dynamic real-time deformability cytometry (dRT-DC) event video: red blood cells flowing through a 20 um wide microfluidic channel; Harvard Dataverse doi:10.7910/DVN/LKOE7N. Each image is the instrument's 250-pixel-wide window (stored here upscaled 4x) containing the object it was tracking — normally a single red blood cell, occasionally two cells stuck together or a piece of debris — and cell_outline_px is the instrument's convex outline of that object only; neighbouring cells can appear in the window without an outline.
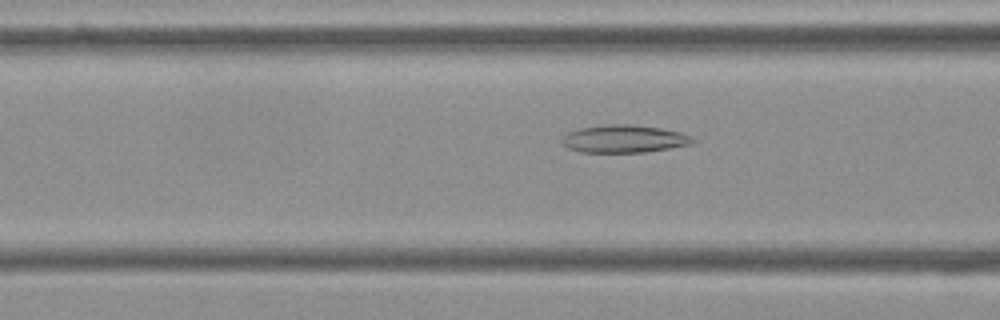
{"species": "Egyptian fruit bat (a non-hibernating species)", "species_latin": "Rousettus aegyptiacus", "temperature_condition": "cold", "stored_images_in_passage": 55, "camera_frame_rate_fps": 3000, "um_per_image_px": 0.085, "frame": {"image": 1, "passage_image": 21, "time_ms": 6.667, "image_size_px": [1000, 320], "cell_outline_px": [[696, 140], [688, 144], [668, 148], [644, 152], [580, 152], [568, 148], [560, 140], [568, 132], [580, 128], [612, 124], [628, 124], [660, 128], [680, 132], [692, 136]], "centroid_in_image_um": [53.02, 11.8], "position_along_channel_um": 113.6, "area_um2": 20.81}}
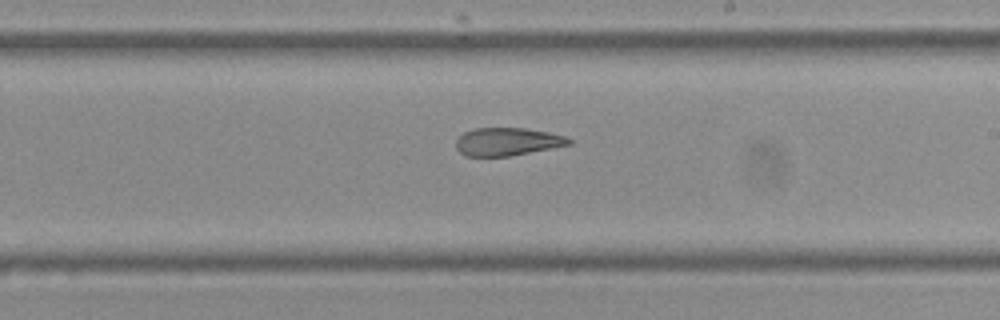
{"frame": {"image": 2, "passage_image": 32, "time_ms": 10.333, "image_size_px": [1000, 320], "cell_outline_px": [[572, 144], [552, 148], [508, 156], [464, 156], [456, 148], [456, 140], [464, 132], [476, 128], [524, 128], [548, 132], [564, 136], [572, 140]], "centroid_in_image_um": [43.11, 12.04], "position_along_channel_um": 245.9, "area_um2": 18.26}}
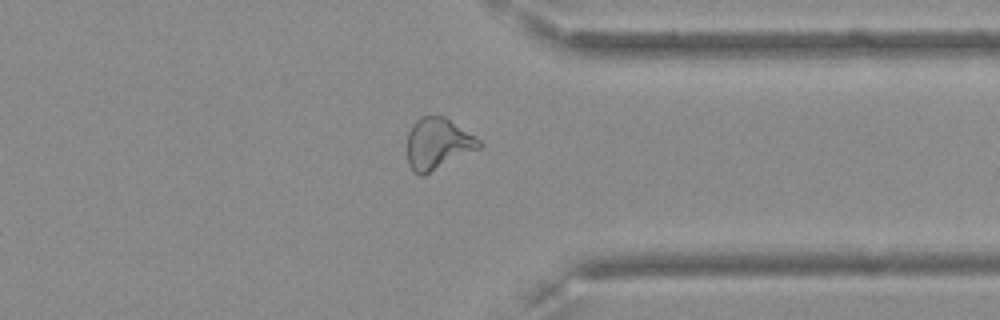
{"frame": {"image": 3, "passage_image": 43, "time_ms": 14.0, "image_size_px": [1000, 320], "cell_outline_px": [[484, 144], [480, 148], [424, 176], [420, 176], [412, 172], [408, 164], [408, 132], [412, 124], [420, 116], [444, 116], [480, 140]], "centroid_in_image_um": [37.19, 12.24], "position_along_channel_um": 374.2, "area_um2": 21.62}, "authors_computed_cell_mechanics": {"area_um2": 22.3108, "velocity_mm_per_s": 3.604, "shape_relaxation_time_tau1_ms": null, "shape_relaxation_time_tau2_ms": 3.7925, "deformation_change_tau1": null, "deformation_change_tau2": 0.118}}